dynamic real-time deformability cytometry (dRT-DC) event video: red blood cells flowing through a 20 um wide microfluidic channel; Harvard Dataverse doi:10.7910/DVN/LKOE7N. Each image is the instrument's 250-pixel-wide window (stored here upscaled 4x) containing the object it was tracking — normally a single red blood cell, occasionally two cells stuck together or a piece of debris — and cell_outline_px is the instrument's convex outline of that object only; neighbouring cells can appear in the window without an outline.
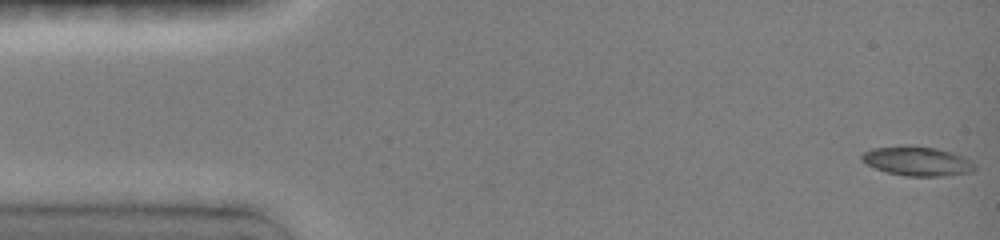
{"species": "common noctule bat (a hibernating species)", "species_latin": "Nyctalus noctula", "temperature_condition": "room temperature", "stored_images_in_passage": 16, "camera_frame_rate_fps": 3000, "um_per_image_px": 0.085, "animal": {"sex": "female", "body_mass_g": 19.0, "forearm_length_mm": 51.5}, "frame": {"image": 1, "passage_image": 1, "time_ms": 0.0, "image_size_px": [1000, 240], "cell_outline_px": [[976, 168], [972, 172], [944, 176], [904, 176], [888, 172], [876, 168], [860, 160], [860, 156], [864, 152], [872, 148], [936, 148], [960, 156], [968, 160]], "centroid_in_image_um": [77.95, 13.75], "position_along_channel_um": 7.1, "area_um2": 18.26}}
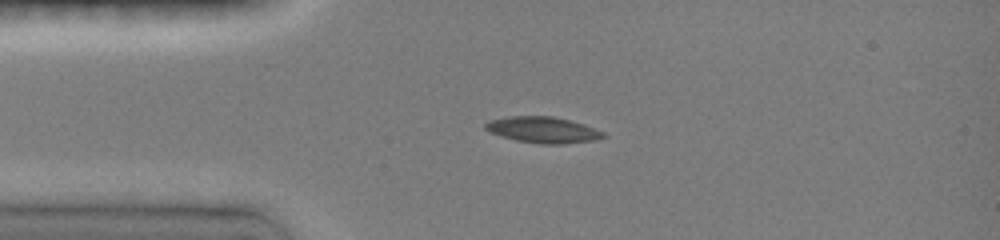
{"frame": {"image": 2, "passage_image": 10, "time_ms": 3.333, "image_size_px": [1000, 240], "cell_outline_px": [[608, 136], [592, 140], [560, 144], [540, 144], [516, 140], [488, 132], [484, 128], [484, 124], [488, 120], [508, 116], [552, 116], [584, 124], [604, 132]], "centroid_in_image_um": [46.11, 11.03], "position_along_channel_um": 38.9, "area_um2": 17.92}}